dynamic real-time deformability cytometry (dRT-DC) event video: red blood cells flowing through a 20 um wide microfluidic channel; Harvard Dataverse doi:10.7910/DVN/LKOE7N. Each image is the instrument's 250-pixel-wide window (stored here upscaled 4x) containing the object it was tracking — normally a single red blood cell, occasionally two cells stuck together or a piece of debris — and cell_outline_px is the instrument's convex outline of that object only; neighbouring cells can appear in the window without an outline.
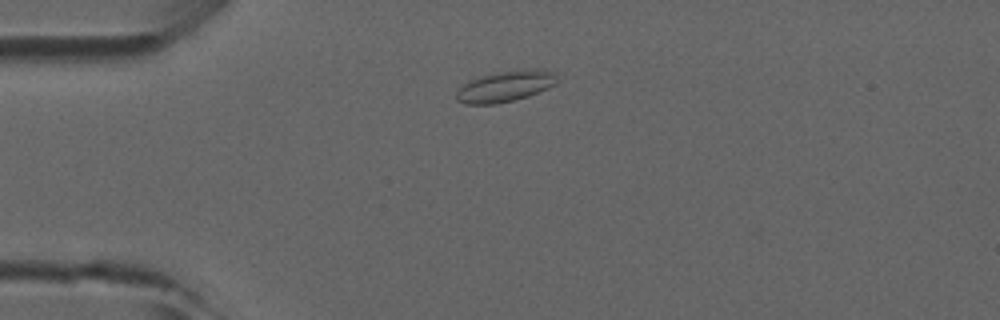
{"species": "common noctule bat (a hibernating species)", "species_latin": "Nyctalus noctula", "temperature_condition": "room temperature", "stored_images_in_passage": 45, "camera_frame_rate_fps": 3000, "um_per_image_px": 0.085, "animal": {"sex": "male", "forearm_length_mm": 52.5}, "frame": {"image": 1, "passage_image": 8, "time_ms": 2.333, "image_size_px": [1000, 320], "cell_outline_px": [[556, 84], [548, 88], [528, 96], [516, 100], [496, 104], [464, 104], [456, 100], [456, 92], [464, 84], [480, 76], [492, 72], [544, 68], [556, 72]], "centroid_in_image_um": [42.98, 7.33], "position_along_channel_um": 42.0, "area_um2": 18.32}}
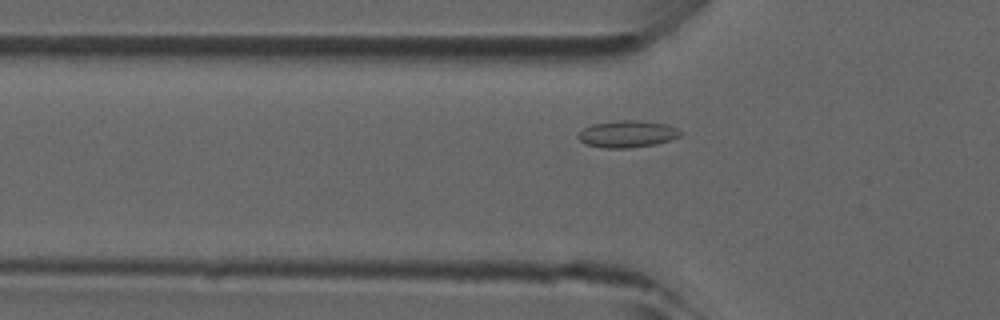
{"frame": {"image": 2, "passage_image": 12, "time_ms": 3.667, "image_size_px": [1000, 320], "cell_outline_px": [[684, 132], [680, 136], [656, 144], [628, 148], [604, 148], [584, 144], [576, 136], [584, 128], [592, 124], [620, 120], [636, 120], [668, 124]], "centroid_in_image_um": [53.32, 11.39], "position_along_channel_um": 72.5, "area_um2": 16.07}}
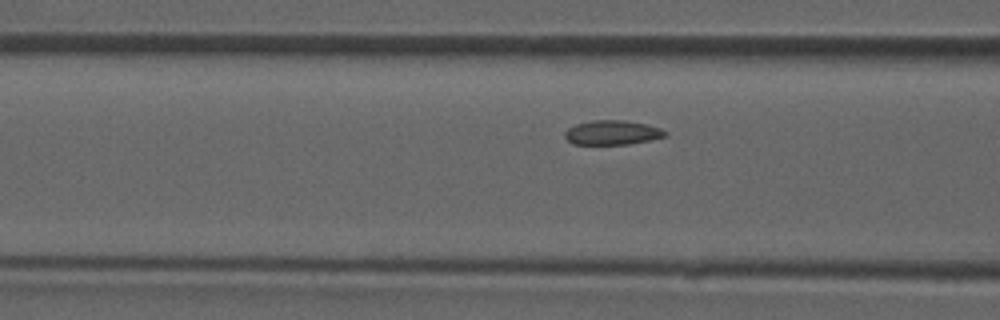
{"frame": {"image": 3, "passage_image": 15, "time_ms": 4.667, "image_size_px": [1000, 320], "cell_outline_px": [[668, 136], [628, 144], [572, 144], [564, 136], [564, 132], [568, 128], [576, 124], [592, 120], [624, 120], [648, 124], [660, 128], [668, 132]], "centroid_in_image_um": [52.05, 11.26], "position_along_channel_um": 114.5, "area_um2": 14.33}}